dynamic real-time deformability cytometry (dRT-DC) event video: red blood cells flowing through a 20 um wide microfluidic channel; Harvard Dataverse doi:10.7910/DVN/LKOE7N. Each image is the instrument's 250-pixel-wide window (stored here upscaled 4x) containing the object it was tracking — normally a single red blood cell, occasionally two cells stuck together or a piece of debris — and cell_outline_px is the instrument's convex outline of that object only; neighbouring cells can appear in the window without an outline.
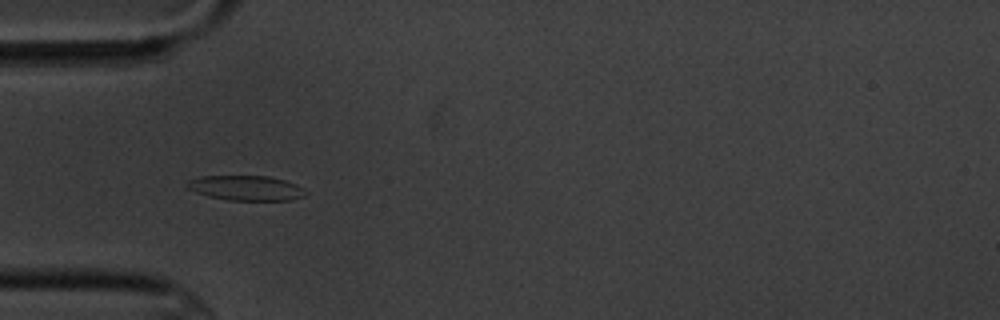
{"species": "common noctule bat (a hibernating species)", "species_latin": "Nyctalus noctula", "temperature_condition": "cold", "stored_images_in_passage": 8, "camera_frame_rate_fps": 3000, "um_per_image_px": 0.085, "animal": {"sex": "male", "body_mass_g": 20.1, "forearm_length_mm": 53.5}, "frame": {"image": 1, "passage_image": 5, "time_ms": 4.667, "image_size_px": [1000, 320], "cell_outline_px": [[308, 192], [304, 196], [292, 200], [228, 200], [208, 196], [196, 192], [188, 188], [184, 184], [188, 180], [200, 176], [268, 176], [284, 180], [296, 184]], "centroid_in_image_um": [20.9, 15.98], "position_along_channel_um": 64.1, "area_um2": 17.22}}
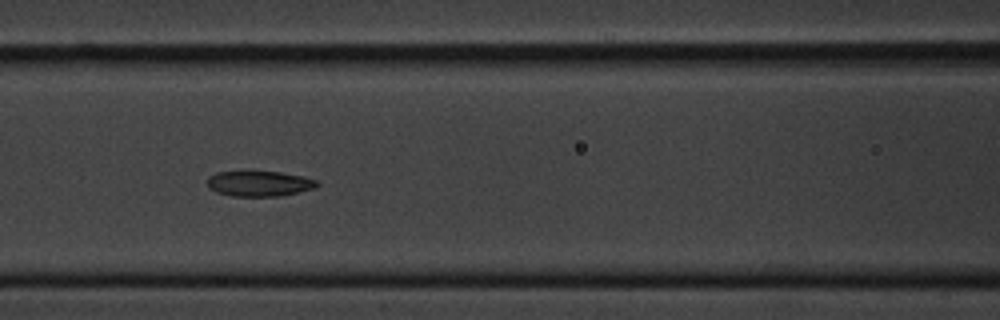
{"frame": {"image": 2, "passage_image": 7, "time_ms": 7.0, "image_size_px": [1000, 320], "cell_outline_px": [[320, 184], [316, 188], [280, 196], [232, 196], [216, 192], [208, 188], [208, 176], [216, 172], [280, 172], [304, 176], [316, 180]], "centroid_in_image_um": [22.05, 15.61], "position_along_channel_um": 144.5, "area_um2": 16.24}}
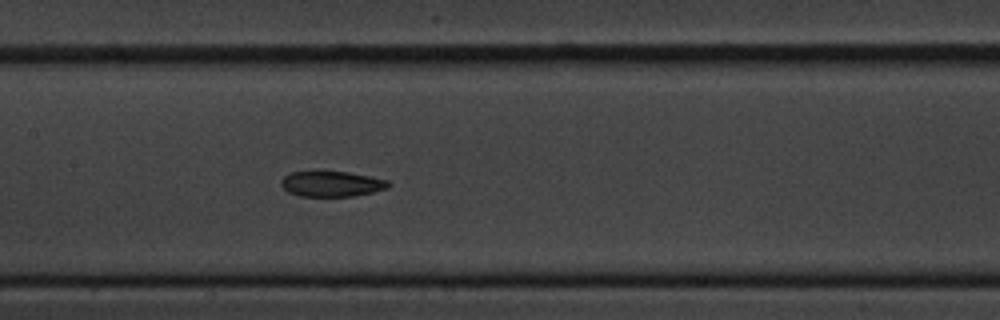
{"frame": {"image": 3, "passage_image": 8, "time_ms": 8.0, "image_size_px": [1000, 320], "cell_outline_px": [[392, 184], [388, 188], [372, 192], [352, 196], [300, 196], [288, 192], [280, 184], [280, 180], [288, 172], [320, 168], [348, 172], [388, 180]], "centroid_in_image_um": [28.12, 15.57], "position_along_channel_um": 179.3, "area_um2": 16.7}}